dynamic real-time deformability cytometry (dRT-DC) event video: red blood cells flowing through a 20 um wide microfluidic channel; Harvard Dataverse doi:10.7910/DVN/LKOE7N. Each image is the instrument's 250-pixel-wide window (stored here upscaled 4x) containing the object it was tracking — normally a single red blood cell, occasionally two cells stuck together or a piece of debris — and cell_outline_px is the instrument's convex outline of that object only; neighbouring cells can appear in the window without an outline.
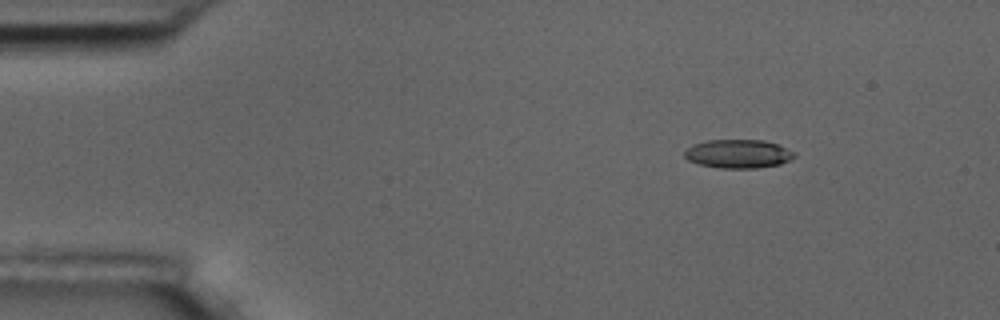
{"species": "common noctule bat (a hibernating species)", "species_latin": "Nyctalus noctula", "temperature_condition": "room temperature", "stored_images_in_passage": 5, "camera_frame_rate_fps": 3000, "um_per_image_px": 0.085, "animal": {"sex": "male", "body_mass_g": 17.5, "forearm_length_mm": 52.3}, "frame": {"image": 1, "passage_image": 1, "time_ms": 0.0, "image_size_px": [1000, 320], "cell_outline_px": [[796, 156], [780, 164], [756, 168], [720, 168], [700, 164], [688, 160], [684, 156], [684, 148], [692, 144], [708, 140], [764, 140], [776, 144], [796, 152]], "centroid_in_image_um": [62.72, 13.07], "position_along_channel_um": 22.3, "area_um2": 18.38}}
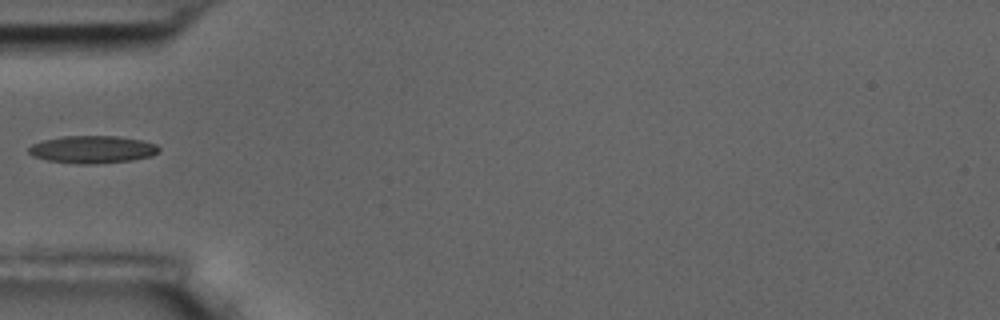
{"frame": {"image": 2, "passage_image": 4, "time_ms": 3.667, "image_size_px": [1000, 320], "cell_outline_px": [[160, 152], [152, 156], [132, 160], [96, 164], [80, 164], [48, 160], [32, 156], [28, 152], [28, 148], [32, 144], [44, 140], [64, 136], [116, 136], [140, 140], [156, 144], [160, 148]], "centroid_in_image_um": [7.87, 12.71], "position_along_channel_um": 77.1, "area_um2": 20.87}}